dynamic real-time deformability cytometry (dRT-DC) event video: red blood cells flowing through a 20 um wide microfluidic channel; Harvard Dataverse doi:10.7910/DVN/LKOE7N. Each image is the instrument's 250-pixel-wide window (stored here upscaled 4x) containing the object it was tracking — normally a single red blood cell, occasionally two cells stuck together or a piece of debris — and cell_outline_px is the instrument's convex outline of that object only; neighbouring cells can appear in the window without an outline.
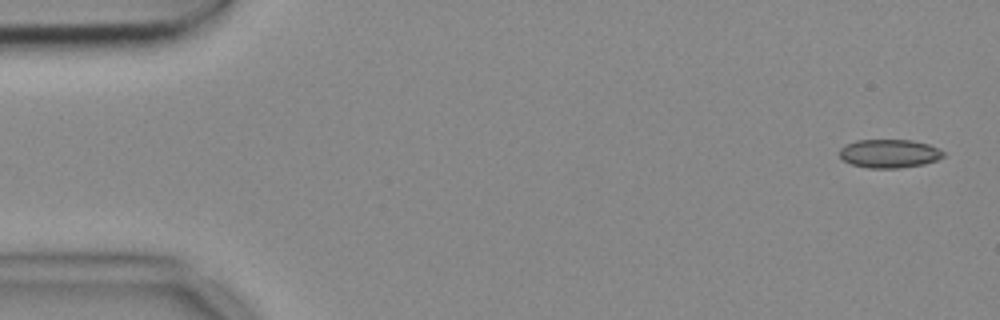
{"species": "common noctule bat (a hibernating species)", "species_latin": "Nyctalus noctula", "temperature_condition": "cold", "stored_images_in_passage": 5, "camera_frame_rate_fps": 3000, "um_per_image_px": 0.085, "animal": {"sex": "female", "body_mass_g": 18.4}, "frame": {"image": 1, "passage_image": 1, "time_ms": 0.0, "image_size_px": [1000, 320], "cell_outline_px": [[944, 156], [936, 160], [924, 164], [900, 168], [868, 168], [852, 164], [844, 160], [840, 156], [840, 148], [856, 140], [912, 140], [928, 144], [944, 152]], "centroid_in_image_um": [75.59, 13.05], "position_along_channel_um": 9.4, "area_um2": 17.11}}
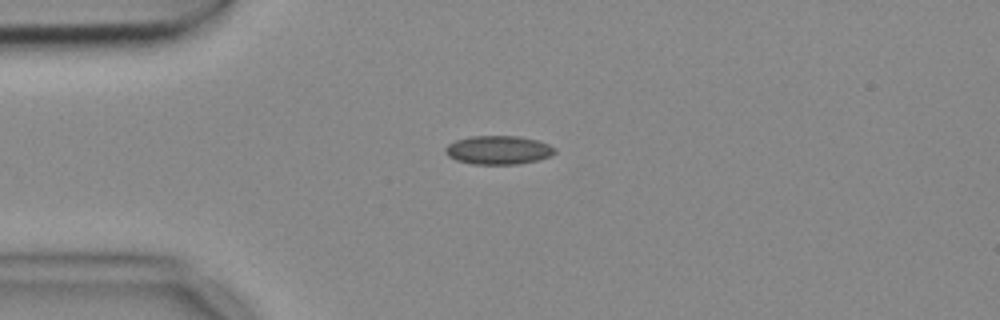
{"frame": {"image": 2, "passage_image": 4, "time_ms": 1.0, "image_size_px": [1000, 320], "cell_outline_px": [[556, 152], [540, 160], [520, 164], [472, 164], [456, 160], [448, 156], [444, 152], [444, 148], [448, 144], [456, 140], [472, 136], [520, 136], [536, 140], [548, 144], [556, 148]], "centroid_in_image_um": [42.35, 12.76], "position_along_channel_um": 42.6, "area_um2": 18.38}}